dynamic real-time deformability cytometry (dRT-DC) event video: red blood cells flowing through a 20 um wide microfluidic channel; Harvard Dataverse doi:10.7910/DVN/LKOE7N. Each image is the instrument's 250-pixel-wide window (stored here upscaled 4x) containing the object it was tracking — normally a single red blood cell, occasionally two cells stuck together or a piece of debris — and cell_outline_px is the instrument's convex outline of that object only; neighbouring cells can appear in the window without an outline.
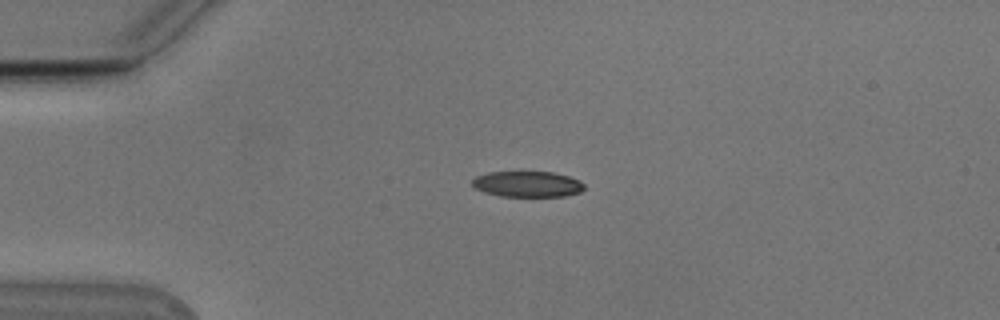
{"species": "Egyptian fruit bat (a non-hibernating species)", "species_latin": "Rousettus aegyptiacus", "temperature_condition": "cold", "stored_images_in_passage": 38, "camera_frame_rate_fps": 3000, "um_per_image_px": 0.085, "animal": {"sex": "male"}, "frame": {"image": 1, "passage_image": 1, "time_ms": 0.0, "image_size_px": [1000, 320], "cell_outline_px": [[584, 188], [580, 192], [564, 196], [500, 196], [484, 192], [476, 188], [472, 184], [472, 180], [476, 176], [488, 172], [552, 172], [568, 176], [580, 180], [584, 184]], "centroid_in_image_um": [44.83, 15.64], "position_along_channel_um": 40.2, "area_um2": 16.76}}
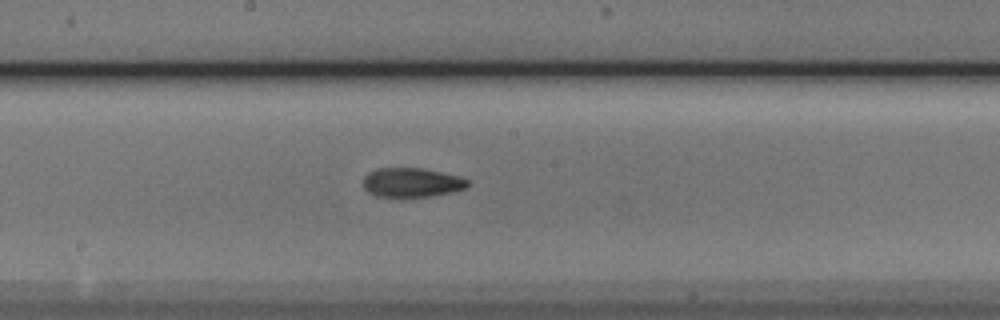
{"frame": {"image": 2, "passage_image": 17, "time_ms": 5.333, "image_size_px": [1000, 320], "cell_outline_px": [[472, 184], [464, 188], [452, 192], [432, 196], [376, 196], [368, 192], [364, 188], [364, 176], [368, 172], [376, 168], [424, 168], [456, 176], [468, 180]], "centroid_in_image_um": [34.98, 15.5], "position_along_channel_um": 213.2, "area_um2": 17.69}}
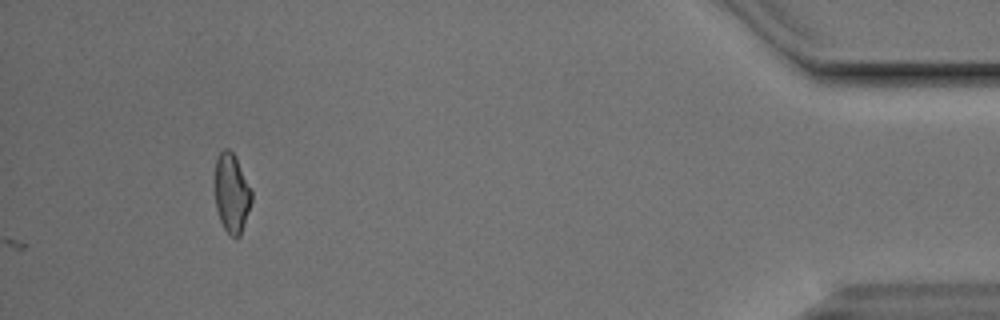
{"frame": {"image": 3, "passage_image": 38, "time_ms": 12.333, "image_size_px": [1000, 320], "cell_outline_px": [[252, 200], [240, 236], [236, 240], [224, 228], [220, 220], [216, 208], [216, 160], [220, 152], [224, 148], [228, 148], [236, 156], [252, 188]], "centroid_in_image_um": [19.72, 16.4], "position_along_channel_um": 415.5, "area_um2": 16.94}, "authors_computed_cell_mechanics": {"area_um2": 17.6579, "velocity_mm_per_s": 3.8362, "shape_relaxation_time_tau1_ms": 4.023, "shape_relaxation_time_tau2_ms": 4.252, "deformation_change_tau1": 0.1435, "deformation_change_tau2": 0.1174}}